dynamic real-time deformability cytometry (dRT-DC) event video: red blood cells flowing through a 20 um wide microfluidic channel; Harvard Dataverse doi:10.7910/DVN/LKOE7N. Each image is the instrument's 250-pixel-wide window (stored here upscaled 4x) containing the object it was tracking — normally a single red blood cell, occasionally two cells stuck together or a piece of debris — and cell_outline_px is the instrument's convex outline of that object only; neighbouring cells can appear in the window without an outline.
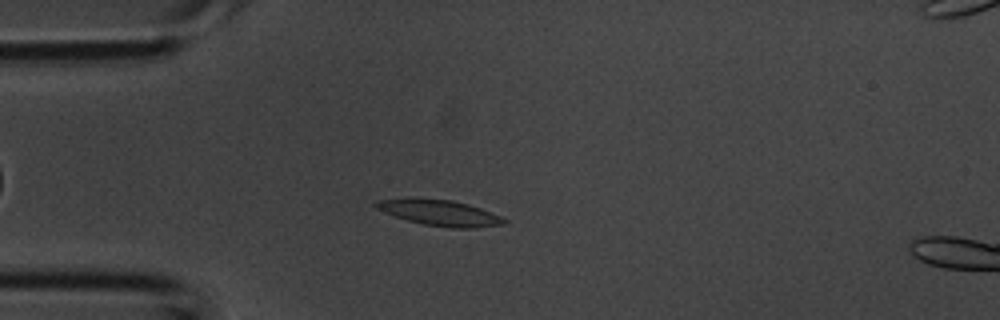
{"species": "common noctule bat (a hibernating species)", "species_latin": "Nyctalus noctula", "temperature_condition": "room temperature", "stored_images_in_passage": 37, "camera_frame_rate_fps": 3000, "um_per_image_px": 0.085, "animal": {"sex": "male", "body_mass_g": 20.1, "forearm_length_mm": 53.5}, "frame": {"image": 1, "passage_image": 9, "time_ms": 2.667, "image_size_px": [1000, 320], "cell_outline_px": [[508, 220], [504, 224], [476, 228], [452, 228], [424, 224], [408, 220], [384, 212], [376, 208], [372, 204], [376, 200], [408, 196], [416, 196], [452, 200], [468, 204], [480, 208], [500, 216]], "centroid_in_image_um": [37.31, 18.04], "position_along_channel_um": 47.7, "area_um2": 19.71}}
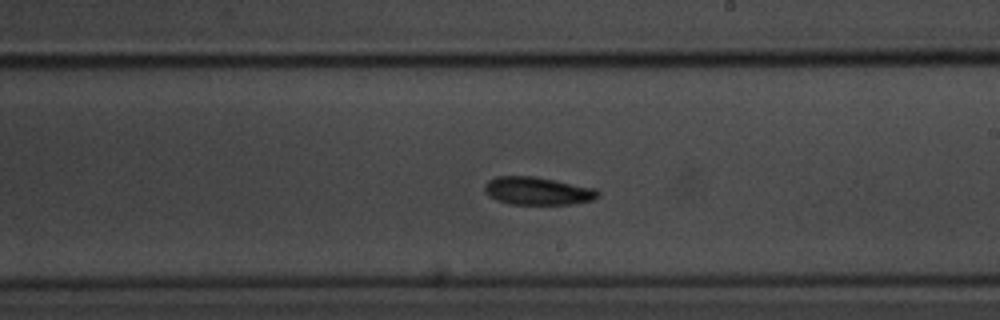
{"frame": {"image": 2, "passage_image": 21, "time_ms": 6.667, "image_size_px": [1000, 320], "cell_outline_px": [[600, 196], [592, 200], [572, 204], [512, 204], [496, 200], [488, 196], [484, 188], [484, 184], [488, 180], [496, 176], [532, 176], [596, 188], [600, 192]], "centroid_in_image_um": [45.69, 16.23], "position_along_channel_um": 243.3, "area_um2": 18.44}}
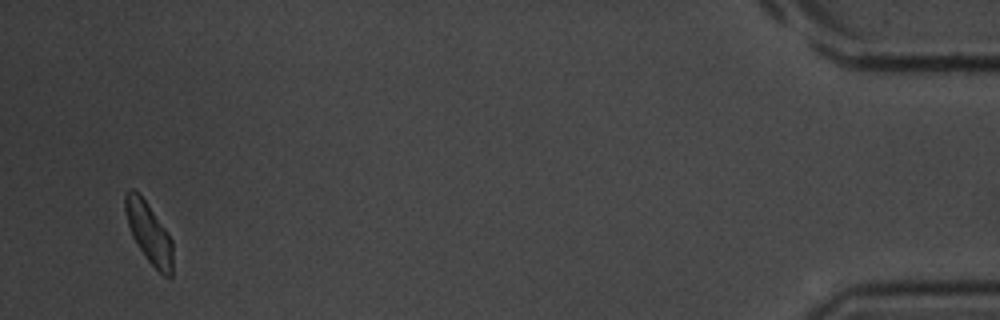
{"frame": {"image": 3, "passage_image": 36, "time_ms": 11.667, "image_size_px": [1000, 320], "cell_outline_px": [[172, 276], [164, 276], [148, 260], [132, 236], [128, 224], [124, 208], [124, 196], [128, 188], [132, 188], [148, 204], [168, 232], [172, 240]], "centroid_in_image_um": [12.65, 19.76], "position_along_channel_um": 422.5, "area_um2": 16.53}}